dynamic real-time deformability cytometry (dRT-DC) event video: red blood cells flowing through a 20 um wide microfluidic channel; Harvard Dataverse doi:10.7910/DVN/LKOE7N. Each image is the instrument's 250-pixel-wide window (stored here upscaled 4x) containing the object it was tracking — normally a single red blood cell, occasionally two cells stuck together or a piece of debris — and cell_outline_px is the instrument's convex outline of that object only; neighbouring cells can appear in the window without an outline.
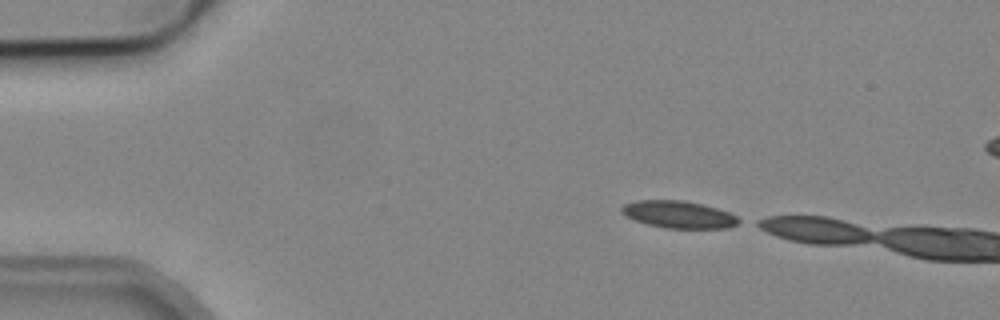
{"species": "common noctule bat (a hibernating species)", "species_latin": "Nyctalus noctula", "temperature_condition": "cold", "stored_images_in_passage": 5, "camera_frame_rate_fps": 3000, "um_per_image_px": 0.085, "animal": {"sex": "male", "body_mass_g": 19.2, "forearm_length_mm": 51.8}, "frame": {"image": 1, "passage_image": 1, "time_ms": 0.0, "image_size_px": [1000, 320], "cell_outline_px": [[744, 220], [728, 228], [664, 228], [648, 224], [624, 216], [620, 212], [620, 208], [624, 204], [636, 200], [684, 200], [716, 208], [728, 212]], "centroid_in_image_um": [57.67, 18.23], "position_along_channel_um": 27.3, "area_um2": 18.61}}